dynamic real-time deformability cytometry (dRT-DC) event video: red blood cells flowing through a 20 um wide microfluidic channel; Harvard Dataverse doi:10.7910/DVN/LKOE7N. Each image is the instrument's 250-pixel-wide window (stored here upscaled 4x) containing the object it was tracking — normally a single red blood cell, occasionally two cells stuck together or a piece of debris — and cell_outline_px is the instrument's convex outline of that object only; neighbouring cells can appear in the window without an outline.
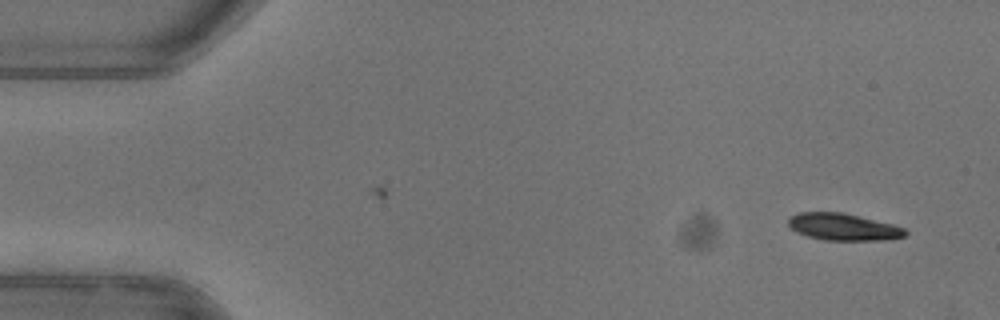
{"species": "common noctule bat (a hibernating species)", "species_latin": "Nyctalus noctula", "temperature_condition": "warm", "stored_images_in_passage": 11, "camera_frame_rate_fps": 3000, "um_per_image_px": 0.085, "animal": {"sex": "female"}, "frame": {"image": 1, "passage_image": 3, "time_ms": 0.667, "image_size_px": [1000, 320], "cell_outline_px": [[908, 232], [904, 236], [888, 240], [824, 240], [808, 236], [796, 232], [788, 224], [788, 216], [800, 212], [844, 212], [892, 224], [904, 228]], "centroid_in_image_um": [71.66, 19.28], "position_along_channel_um": 13.3, "area_um2": 18.44}}